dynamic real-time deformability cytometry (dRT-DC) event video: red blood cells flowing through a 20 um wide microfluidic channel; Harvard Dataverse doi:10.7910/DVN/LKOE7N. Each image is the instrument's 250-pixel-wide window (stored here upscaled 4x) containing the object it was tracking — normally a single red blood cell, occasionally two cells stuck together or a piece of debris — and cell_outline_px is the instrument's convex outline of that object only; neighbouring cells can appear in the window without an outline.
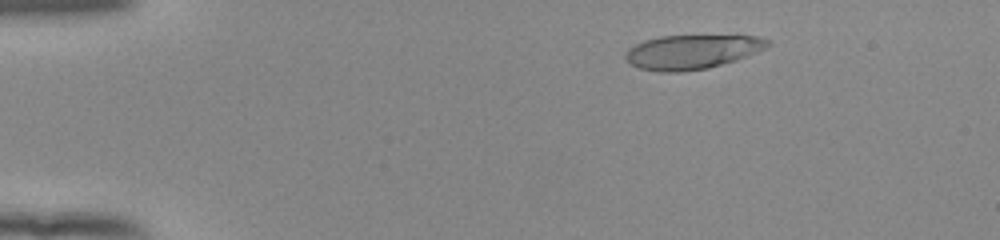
{"species": "human", "species_latin": "Homo sapiens", "temperature_condition": "room temperature", "stored_images_in_passage": 52, "camera_frame_rate_fps": 3000, "um_per_image_px": 0.085, "donor": {"sex": "female"}, "frame": {"image": 1, "passage_image": 8, "time_ms": 2.333, "image_size_px": [1000, 240], "cell_outline_px": [[772, 44], [748, 56], [736, 60], [708, 68], [680, 72], [660, 72], [636, 68], [628, 64], [624, 60], [624, 52], [628, 48], [644, 40], [660, 36], [760, 36], [772, 40]], "centroid_in_image_um": [58.77, 4.42], "position_along_channel_um": 26.2, "area_um2": 28.73}}
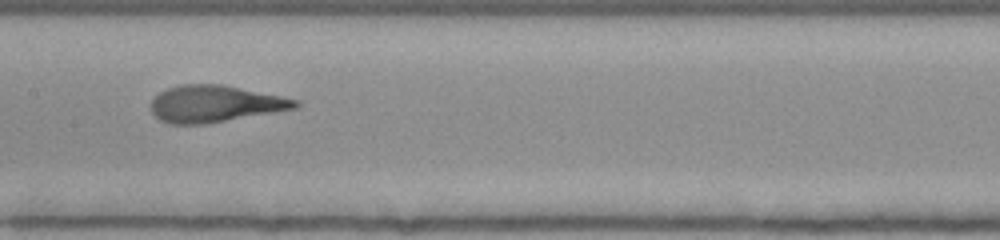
{"frame": {"image": 2, "passage_image": 27, "time_ms": 8.667, "image_size_px": [1000, 240], "cell_outline_px": [[300, 104], [296, 108], [204, 124], [168, 124], [160, 120], [152, 112], [152, 100], [160, 92], [168, 88], [180, 84], [224, 84], [300, 100]], "centroid_in_image_um": [18.27, 8.81], "position_along_channel_um": 189.1, "area_um2": 30.75}}
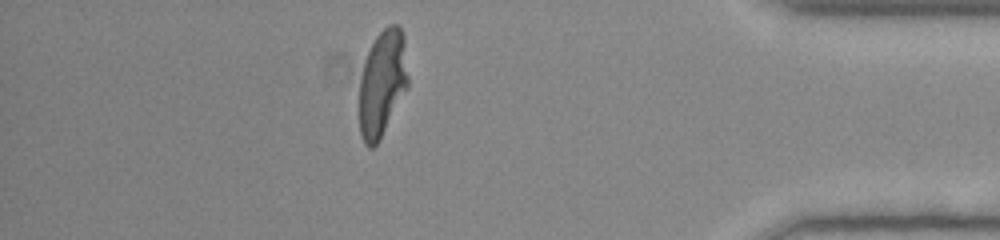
{"frame": {"image": 3, "passage_image": 46, "time_ms": 15.0, "image_size_px": [1000, 240], "cell_outline_px": [[408, 88], [380, 140], [372, 148], [368, 148], [364, 144], [360, 136], [360, 80], [364, 60], [376, 36], [388, 24], [396, 24], [400, 28], [404, 36], [408, 76]], "centroid_in_image_um": [32.5, 7.1], "position_along_channel_um": 402.7, "area_um2": 30.46}, "authors_computed_cell_mechanics": {"area_um2": 30.4606, "velocity_mm_per_s": 3.9313, "shape_relaxation_time_tau1_ms": 5.0762, "shape_relaxation_time_tau2_ms": null, "deformation_change_tau1": 0.2492, "deformation_change_tau2": null}}